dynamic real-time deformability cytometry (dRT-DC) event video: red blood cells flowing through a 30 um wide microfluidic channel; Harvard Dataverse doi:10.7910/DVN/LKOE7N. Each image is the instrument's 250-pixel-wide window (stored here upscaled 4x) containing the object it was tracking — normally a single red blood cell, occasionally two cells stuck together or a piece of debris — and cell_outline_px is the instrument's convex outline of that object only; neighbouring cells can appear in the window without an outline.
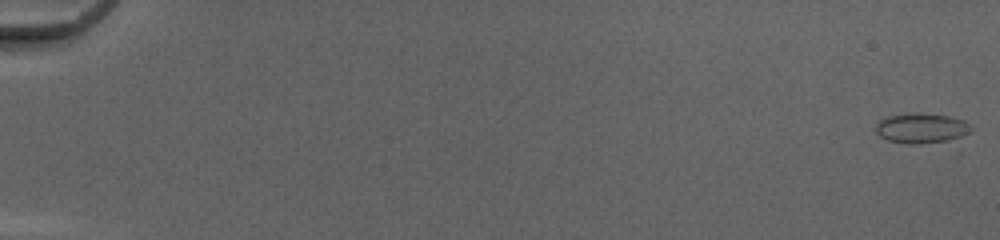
{"species": "common noctule bat (a hibernating species)", "species_latin": "Nyctalus noctula", "temperature_condition": "cold", "stored_images_in_passage": 51, "camera_frame_rate_fps": 3000, "um_per_image_px": 0.085, "animal": {"sex": "female", "body_mass_g": 20.0, "forearm_length_mm": 54.0}, "frame": {"image": 1, "passage_image": 1, "time_ms": 0.0, "image_size_px": [1000, 240], "cell_outline_px": [[972, 128], [968, 132], [952, 144], [908, 144], [888, 140], [880, 136], [876, 132], [876, 124], [880, 120], [888, 116], [948, 116], [964, 120]], "centroid_in_image_um": [78.41, 11.0], "position_along_channel_um": 6.6, "area_um2": 16.42}}
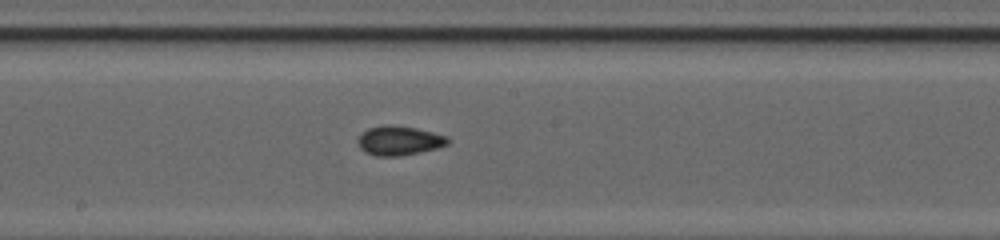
{"frame": {"image": 2, "passage_image": 30, "time_ms": 9.667, "image_size_px": [1000, 240], "cell_outline_px": [[448, 144], [436, 148], [420, 152], [400, 156], [376, 156], [364, 152], [360, 148], [356, 140], [360, 132], [368, 128], [384, 124], [392, 124], [416, 128], [448, 136]], "centroid_in_image_um": [33.87, 11.94], "position_along_channel_um": 214.3, "area_um2": 15.61}}
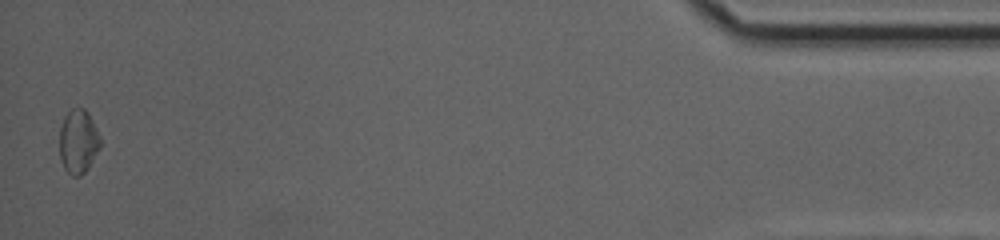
{"frame": {"image": 3, "passage_image": 51, "time_ms": 16.667, "image_size_px": [1000, 240], "cell_outline_px": [[100, 148], [88, 168], [80, 176], [72, 176], [64, 168], [60, 160], [60, 128], [64, 116], [72, 108], [84, 108], [88, 112], [100, 136]], "centroid_in_image_um": [6.65, 12.03], "position_along_channel_um": 428.5, "area_um2": 15.2}, "authors_computed_cell_mechanics": {"area_um2": 15.1436, "velocity_mm_per_s": 4.1997, "shape_relaxation_time_tau1_ms": null, "shape_relaxation_time_tau2_ms": 2.0779, "deformation_change_tau1": null, "deformation_change_tau2": 0.0565}}